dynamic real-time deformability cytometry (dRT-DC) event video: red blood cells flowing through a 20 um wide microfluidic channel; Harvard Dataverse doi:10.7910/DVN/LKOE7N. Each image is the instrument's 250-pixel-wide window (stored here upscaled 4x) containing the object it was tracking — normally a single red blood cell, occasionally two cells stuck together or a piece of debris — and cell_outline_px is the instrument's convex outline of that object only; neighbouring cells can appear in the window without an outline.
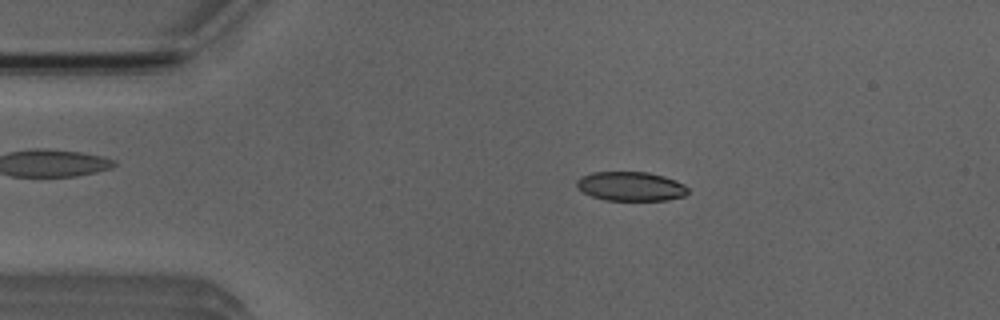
{"species": "Egyptian fruit bat (a non-hibernating species)", "species_latin": "Rousettus aegyptiacus", "temperature_condition": "room temperature", "stored_images_in_passage": 3, "camera_frame_rate_fps": 3000, "um_per_image_px": 0.085, "animal": {"sex": "male"}, "frame": {"image": 1, "passage_image": 1, "time_ms": 0.0, "image_size_px": [1000, 320], "cell_outline_px": [[688, 192], [684, 196], [668, 200], [604, 200], [592, 196], [584, 192], [576, 184], [576, 180], [580, 176], [592, 172], [648, 172], [664, 176], [676, 180], [684, 184], [688, 188]], "centroid_in_image_um": [53.63, 15.83], "position_along_channel_um": 31.4, "area_um2": 18.96}}